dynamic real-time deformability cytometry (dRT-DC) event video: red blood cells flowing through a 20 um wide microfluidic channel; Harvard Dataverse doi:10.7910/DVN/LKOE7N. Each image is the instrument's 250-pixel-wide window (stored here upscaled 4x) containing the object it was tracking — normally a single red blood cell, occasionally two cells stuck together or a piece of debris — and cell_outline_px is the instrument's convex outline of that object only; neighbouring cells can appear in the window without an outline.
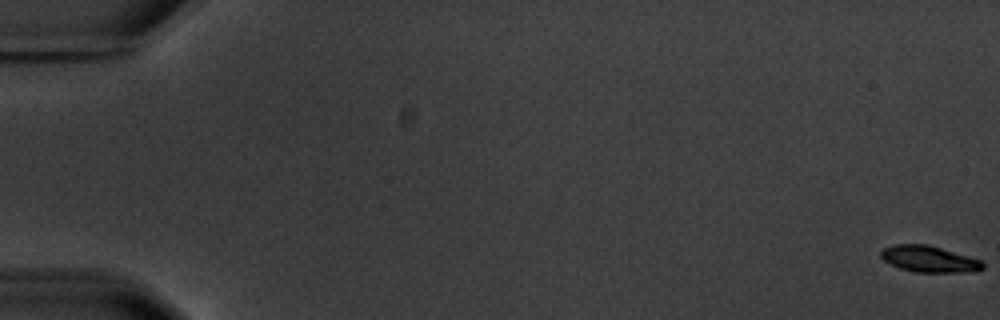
{"species": "common noctule bat (a hibernating species)", "species_latin": "Nyctalus noctula", "temperature_condition": "warm", "stored_images_in_passage": 7, "camera_frame_rate_fps": 3000, "um_per_image_px": 0.085, "animal": {"sex": "male", "body_mass_g": 20.1, "forearm_length_mm": 53.5}, "frame": {"image": 1, "passage_image": 1, "time_ms": 0.0, "image_size_px": [1000, 320], "cell_outline_px": [[984, 268], [964, 272], [916, 272], [900, 268], [884, 260], [880, 256], [880, 252], [884, 248], [892, 244], [928, 244], [968, 256], [980, 260], [984, 264]], "centroid_in_image_um": [78.94, 22.0], "position_along_channel_um": 6.1, "area_um2": 15.43}}
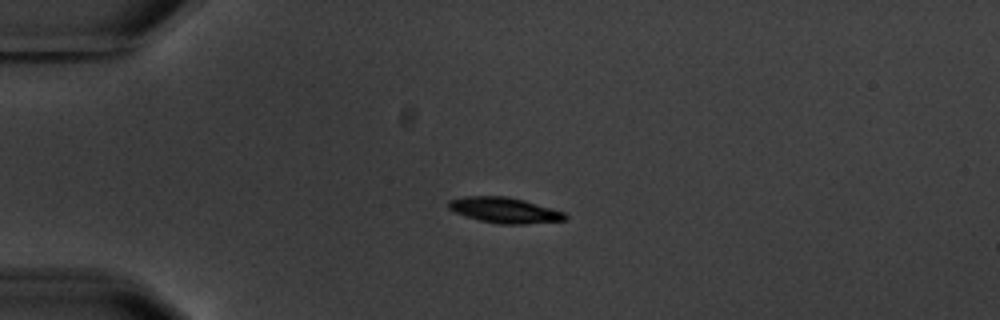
{"frame": {"image": 2, "passage_image": 5, "time_ms": 5.0, "image_size_px": [1000, 320], "cell_outline_px": [[568, 216], [564, 220], [524, 224], [500, 224], [480, 220], [456, 212], [448, 208], [448, 200], [464, 196], [504, 196], [524, 200], [564, 212]], "centroid_in_image_um": [42.88, 17.86], "position_along_channel_um": 42.1, "area_um2": 17.11}}
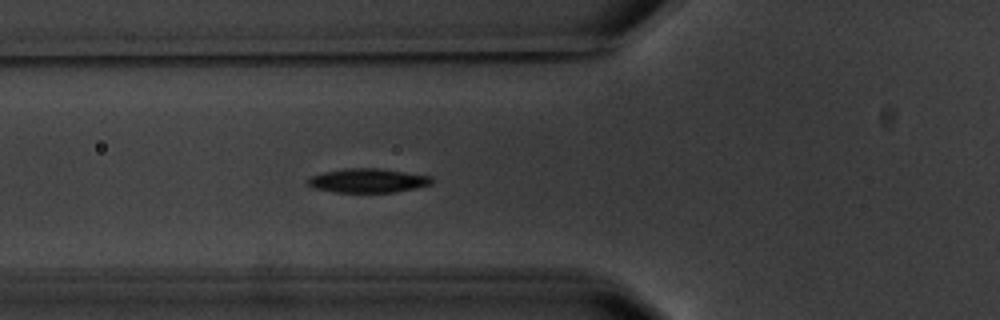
{"frame": {"image": 3, "passage_image": 7, "time_ms": 7.333, "image_size_px": [1000, 320], "cell_outline_px": [[432, 184], [416, 188], [392, 192], [336, 192], [312, 188], [308, 184], [308, 180], [312, 176], [324, 172], [348, 168], [376, 168], [432, 176]], "centroid_in_image_um": [31.27, 15.35], "position_along_channel_um": 94.5, "area_um2": 17.17}}